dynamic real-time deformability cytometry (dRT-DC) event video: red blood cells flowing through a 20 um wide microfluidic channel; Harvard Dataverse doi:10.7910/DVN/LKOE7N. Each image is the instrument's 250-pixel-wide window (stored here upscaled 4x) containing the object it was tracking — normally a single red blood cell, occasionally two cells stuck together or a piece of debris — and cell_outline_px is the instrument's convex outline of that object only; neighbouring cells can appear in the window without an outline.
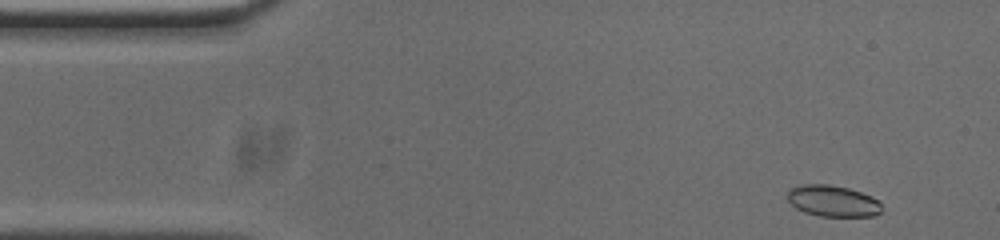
{"species": "common noctule bat (a hibernating species)", "species_latin": "Nyctalus noctula", "temperature_condition": "cold", "stored_images_in_passage": 51, "camera_frame_rate_fps": 3000, "um_per_image_px": 0.085, "animal": {"sex": "male", "body_mass_g": 20.0, "forearm_length_mm": 53.3}, "frame": {"image": 1, "passage_image": 1, "time_ms": 0.0, "image_size_px": [1000, 240], "cell_outline_px": [[880, 212], [872, 216], [820, 216], [804, 212], [796, 208], [788, 200], [788, 192], [792, 188], [804, 184], [828, 184], [848, 188], [872, 196], [880, 200]], "centroid_in_image_um": [70.8, 17.08], "position_along_channel_um": 14.2, "area_um2": 17.05}}
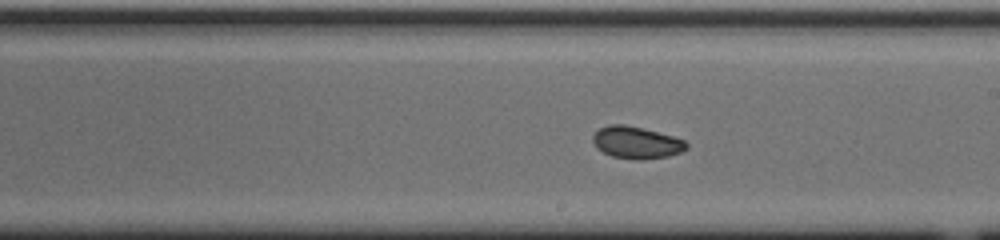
{"frame": {"image": 2, "passage_image": 26, "time_ms": 8.333, "image_size_px": [1000, 240], "cell_outline_px": [[688, 148], [680, 152], [668, 156], [640, 160], [636, 160], [612, 156], [596, 148], [592, 140], [592, 136], [600, 128], [608, 124], [624, 124], [672, 136], [684, 140], [688, 144]], "centroid_in_image_um": [54.07, 12.12], "position_along_channel_um": 234.9, "area_um2": 17.34}}
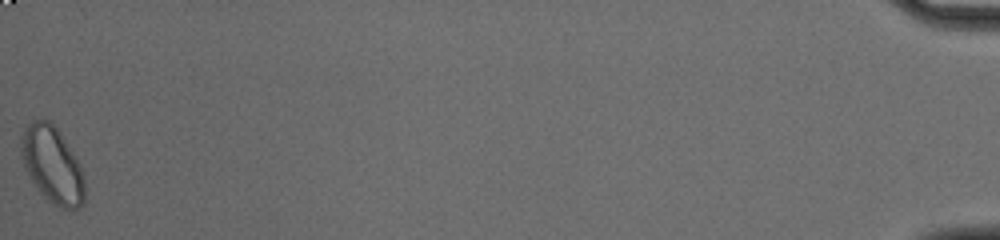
{"frame": {"image": 3, "passage_image": 51, "time_ms": 16.667, "image_size_px": [1000, 240], "cell_outline_px": [[84, 204], [80, 208], [60, 208], [48, 200], [36, 188], [24, 168], [20, 156], [20, 136], [24, 128], [32, 120], [48, 120], [60, 132], [76, 156], [80, 164], [84, 180]], "centroid_in_image_um": [4.42, 14.0], "position_along_channel_um": 430.8, "area_um2": 28.61}, "authors_computed_cell_mechanics": {"area_um2": 17.7446, "velocity_mm_per_s": 3.6863, "shape_relaxation_time_tau1_ms": 3.5736, "shape_relaxation_time_tau2_ms": 6.3036, "deformation_change_tau1": 0.0723, "deformation_change_tau2": 0.0649}}